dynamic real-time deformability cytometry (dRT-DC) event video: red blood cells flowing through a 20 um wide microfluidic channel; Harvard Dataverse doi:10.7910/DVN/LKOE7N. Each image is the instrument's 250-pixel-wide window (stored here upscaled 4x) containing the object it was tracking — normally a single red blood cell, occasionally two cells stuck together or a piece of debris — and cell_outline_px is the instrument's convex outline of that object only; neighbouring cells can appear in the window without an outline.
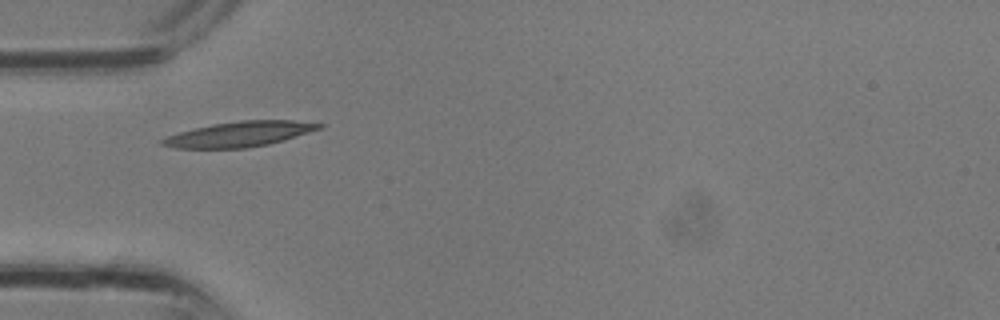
{"species": "common noctule bat (a hibernating species)", "species_latin": "Nyctalus noctula", "temperature_condition": "room temperature", "stored_images_in_passage": 1, "camera_frame_rate_fps": 3000, "um_per_image_px": 0.085, "animal": {"sex": "male", "body_mass_g": 13.3}, "frame": {"image": 1, "passage_image": 1, "time_ms": 0.0, "image_size_px": [1000, 320], "cell_outline_px": [[328, 124], [320, 128], [284, 140], [268, 144], [248, 148], [176, 148], [160, 144], [160, 140], [168, 136], [180, 132], [212, 124], [240, 120], [292, 120]], "centroid_in_image_um": [20.38, 11.4], "position_along_channel_um": 64.6, "area_um2": 22.83}}